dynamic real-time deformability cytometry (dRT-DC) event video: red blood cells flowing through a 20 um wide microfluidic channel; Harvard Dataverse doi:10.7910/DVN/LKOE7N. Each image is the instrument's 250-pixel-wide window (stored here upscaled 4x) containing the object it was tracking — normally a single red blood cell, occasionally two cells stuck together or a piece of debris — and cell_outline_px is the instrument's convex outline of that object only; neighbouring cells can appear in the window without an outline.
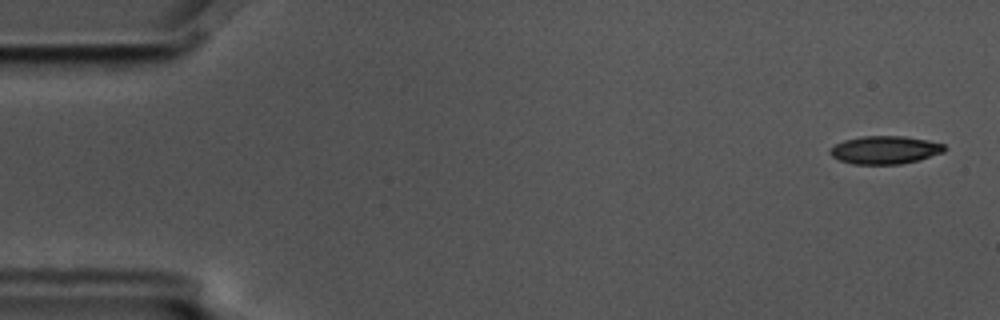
{"species": "common noctule bat (a hibernating species)", "species_latin": "Nyctalus noctula", "temperature_condition": "cold", "stored_images_in_passage": 6, "camera_frame_rate_fps": 3000, "um_per_image_px": 0.085, "animal": {"sex": "male", "body_mass_g": 17.5, "forearm_length_mm": 52.3}, "frame": {"image": 1, "passage_image": 1, "time_ms": 0.0, "image_size_px": [1000, 320], "cell_outline_px": [[948, 148], [944, 152], [920, 160], [900, 164], [852, 164], [840, 160], [832, 156], [828, 152], [836, 144], [844, 140], [864, 136], [904, 136], [928, 140], [944, 144]], "centroid_in_image_um": [75.27, 12.75], "position_along_channel_um": 9.7, "area_um2": 18.73}}